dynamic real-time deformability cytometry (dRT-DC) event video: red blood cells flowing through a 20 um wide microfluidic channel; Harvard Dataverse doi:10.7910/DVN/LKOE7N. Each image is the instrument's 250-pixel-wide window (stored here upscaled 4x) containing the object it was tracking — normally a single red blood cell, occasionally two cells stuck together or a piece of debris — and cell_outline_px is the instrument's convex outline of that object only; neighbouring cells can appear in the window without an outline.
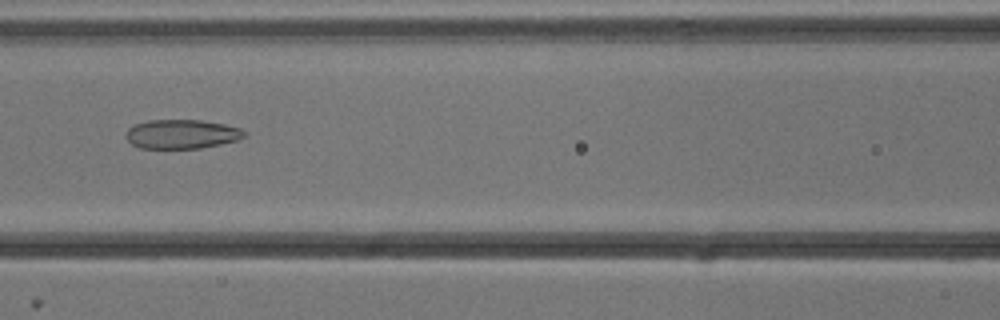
{"species": "common noctule bat (a hibernating species)", "species_latin": "Nyctalus noctula", "temperature_condition": "cold", "stored_images_in_passage": 53, "camera_frame_rate_fps": 3000, "um_per_image_px": 0.085, "animal": {"sex": "male", "body_mass_g": 13.3}, "frame": {"image": 1, "passage_image": 23, "time_ms": 7.333, "image_size_px": [1000, 320], "cell_outline_px": [[244, 136], [236, 140], [220, 144], [200, 148], [140, 148], [132, 144], [124, 136], [128, 128], [136, 124], [148, 120], [200, 120], [224, 124], [240, 128], [244, 132]], "centroid_in_image_um": [15.4, 11.39], "position_along_channel_um": 151.2, "area_um2": 19.94}}
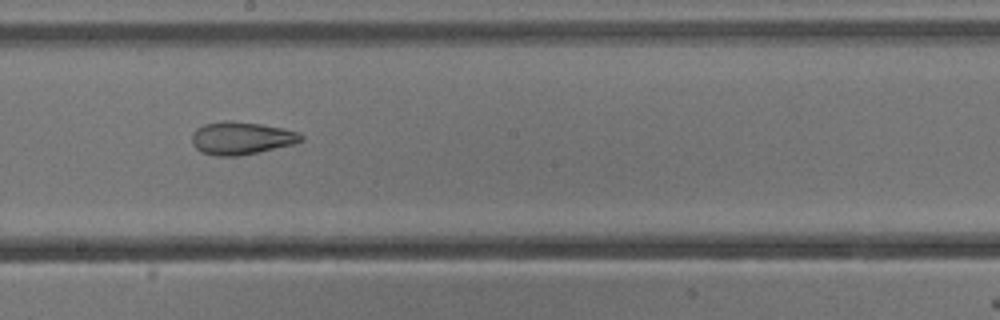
{"frame": {"image": 2, "passage_image": 29, "time_ms": 9.333, "image_size_px": [1000, 320], "cell_outline_px": [[304, 140], [292, 144], [256, 152], [236, 156], [216, 156], [200, 152], [192, 144], [192, 132], [196, 128], [204, 124], [228, 120], [260, 124], [300, 132], [304, 136]], "centroid_in_image_um": [20.48, 11.74], "position_along_channel_um": 227.7, "area_um2": 20.69}}
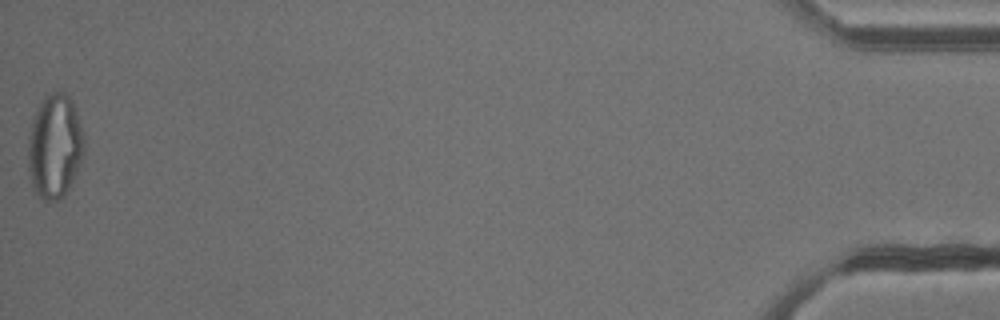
{"frame": {"image": 3, "passage_image": 53, "time_ms": 17.333, "image_size_px": [1000, 320], "cell_outline_px": [[84, 148], [80, 160], [72, 180], [64, 196], [56, 200], [44, 200], [32, 188], [28, 168], [28, 136], [32, 120], [44, 96], [52, 92], [64, 92], [72, 100], [84, 136]], "centroid_in_image_um": [4.63, 12.42], "position_along_channel_um": 430.6, "area_um2": 33.64}, "authors_computed_cell_mechanics": {"area_um2": 27.1082, "velocity_mm_per_s": 3.8262, "shape_relaxation_time_tau1_ms": null, "shape_relaxation_time_tau2_ms": 2.7389, "deformation_change_tau1": null, "deformation_change_tau2": 0.1095}}